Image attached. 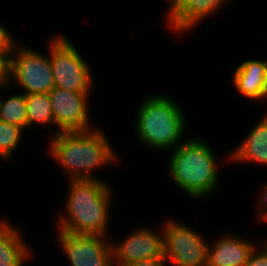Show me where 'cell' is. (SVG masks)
Listing matches in <instances>:
<instances>
[{
	"mask_svg": "<svg viewBox=\"0 0 267 266\" xmlns=\"http://www.w3.org/2000/svg\"><path fill=\"white\" fill-rule=\"evenodd\" d=\"M16 43L13 42L12 38L10 37L9 32L0 25V57L2 58H10L12 51L15 50Z\"/></svg>",
	"mask_w": 267,
	"mask_h": 266,
	"instance_id": "d6986e66",
	"label": "cell"
},
{
	"mask_svg": "<svg viewBox=\"0 0 267 266\" xmlns=\"http://www.w3.org/2000/svg\"><path fill=\"white\" fill-rule=\"evenodd\" d=\"M184 119L182 110L171 98L165 95L147 98L137 112V136L153 148L177 147L184 134Z\"/></svg>",
	"mask_w": 267,
	"mask_h": 266,
	"instance_id": "277c9868",
	"label": "cell"
},
{
	"mask_svg": "<svg viewBox=\"0 0 267 266\" xmlns=\"http://www.w3.org/2000/svg\"><path fill=\"white\" fill-rule=\"evenodd\" d=\"M22 127L0 120V156L9 158L21 138Z\"/></svg>",
	"mask_w": 267,
	"mask_h": 266,
	"instance_id": "ac0fdd59",
	"label": "cell"
},
{
	"mask_svg": "<svg viewBox=\"0 0 267 266\" xmlns=\"http://www.w3.org/2000/svg\"><path fill=\"white\" fill-rule=\"evenodd\" d=\"M171 2V7H170V12H169V17L175 12V0H169Z\"/></svg>",
	"mask_w": 267,
	"mask_h": 266,
	"instance_id": "cb8c5ba5",
	"label": "cell"
},
{
	"mask_svg": "<svg viewBox=\"0 0 267 266\" xmlns=\"http://www.w3.org/2000/svg\"><path fill=\"white\" fill-rule=\"evenodd\" d=\"M59 233L71 266H113L112 245L101 240L103 235Z\"/></svg>",
	"mask_w": 267,
	"mask_h": 266,
	"instance_id": "9c48e42d",
	"label": "cell"
},
{
	"mask_svg": "<svg viewBox=\"0 0 267 266\" xmlns=\"http://www.w3.org/2000/svg\"><path fill=\"white\" fill-rule=\"evenodd\" d=\"M160 236L147 229L133 232L124 242L112 246L113 260L117 266H126L141 260L165 259L163 235Z\"/></svg>",
	"mask_w": 267,
	"mask_h": 266,
	"instance_id": "30bf717a",
	"label": "cell"
},
{
	"mask_svg": "<svg viewBox=\"0 0 267 266\" xmlns=\"http://www.w3.org/2000/svg\"><path fill=\"white\" fill-rule=\"evenodd\" d=\"M50 62L54 87L77 93H89L91 75L88 65L69 40L58 37L51 41Z\"/></svg>",
	"mask_w": 267,
	"mask_h": 266,
	"instance_id": "5b68a950",
	"label": "cell"
},
{
	"mask_svg": "<svg viewBox=\"0 0 267 266\" xmlns=\"http://www.w3.org/2000/svg\"><path fill=\"white\" fill-rule=\"evenodd\" d=\"M56 132L89 131L88 93L54 87L49 93Z\"/></svg>",
	"mask_w": 267,
	"mask_h": 266,
	"instance_id": "ba28073f",
	"label": "cell"
},
{
	"mask_svg": "<svg viewBox=\"0 0 267 266\" xmlns=\"http://www.w3.org/2000/svg\"><path fill=\"white\" fill-rule=\"evenodd\" d=\"M186 0H175V11L185 2Z\"/></svg>",
	"mask_w": 267,
	"mask_h": 266,
	"instance_id": "d4e9b609",
	"label": "cell"
},
{
	"mask_svg": "<svg viewBox=\"0 0 267 266\" xmlns=\"http://www.w3.org/2000/svg\"><path fill=\"white\" fill-rule=\"evenodd\" d=\"M233 81L237 90L251 99L267 97V61L247 60L239 65Z\"/></svg>",
	"mask_w": 267,
	"mask_h": 266,
	"instance_id": "8fae6325",
	"label": "cell"
},
{
	"mask_svg": "<svg viewBox=\"0 0 267 266\" xmlns=\"http://www.w3.org/2000/svg\"><path fill=\"white\" fill-rule=\"evenodd\" d=\"M165 260L176 266H207L208 244L192 229L169 222L163 229Z\"/></svg>",
	"mask_w": 267,
	"mask_h": 266,
	"instance_id": "52a82bcc",
	"label": "cell"
},
{
	"mask_svg": "<svg viewBox=\"0 0 267 266\" xmlns=\"http://www.w3.org/2000/svg\"><path fill=\"white\" fill-rule=\"evenodd\" d=\"M27 108V126L33 123H54V116L48 93L25 94Z\"/></svg>",
	"mask_w": 267,
	"mask_h": 266,
	"instance_id": "2e32d148",
	"label": "cell"
},
{
	"mask_svg": "<svg viewBox=\"0 0 267 266\" xmlns=\"http://www.w3.org/2000/svg\"><path fill=\"white\" fill-rule=\"evenodd\" d=\"M230 158L231 160L253 161L267 165V115L254 126Z\"/></svg>",
	"mask_w": 267,
	"mask_h": 266,
	"instance_id": "5bb4252c",
	"label": "cell"
},
{
	"mask_svg": "<svg viewBox=\"0 0 267 266\" xmlns=\"http://www.w3.org/2000/svg\"><path fill=\"white\" fill-rule=\"evenodd\" d=\"M18 55L10 57L9 79L15 78L26 93H49L54 88V76L50 55L44 56L39 52L18 48Z\"/></svg>",
	"mask_w": 267,
	"mask_h": 266,
	"instance_id": "8992f818",
	"label": "cell"
},
{
	"mask_svg": "<svg viewBox=\"0 0 267 266\" xmlns=\"http://www.w3.org/2000/svg\"><path fill=\"white\" fill-rule=\"evenodd\" d=\"M254 248L252 243L226 236L208 246L207 266H244Z\"/></svg>",
	"mask_w": 267,
	"mask_h": 266,
	"instance_id": "7c38bea8",
	"label": "cell"
},
{
	"mask_svg": "<svg viewBox=\"0 0 267 266\" xmlns=\"http://www.w3.org/2000/svg\"><path fill=\"white\" fill-rule=\"evenodd\" d=\"M165 262H166L165 259L153 258L149 260H141L138 262H134L126 266H166Z\"/></svg>",
	"mask_w": 267,
	"mask_h": 266,
	"instance_id": "7402d4cb",
	"label": "cell"
},
{
	"mask_svg": "<svg viewBox=\"0 0 267 266\" xmlns=\"http://www.w3.org/2000/svg\"><path fill=\"white\" fill-rule=\"evenodd\" d=\"M67 199V217L60 230L69 234L105 235L111 190L96 179L71 180Z\"/></svg>",
	"mask_w": 267,
	"mask_h": 266,
	"instance_id": "6da1fadb",
	"label": "cell"
},
{
	"mask_svg": "<svg viewBox=\"0 0 267 266\" xmlns=\"http://www.w3.org/2000/svg\"><path fill=\"white\" fill-rule=\"evenodd\" d=\"M0 120L22 127H27V108L25 94L10 96L7 101L0 99Z\"/></svg>",
	"mask_w": 267,
	"mask_h": 266,
	"instance_id": "e0dca14e",
	"label": "cell"
},
{
	"mask_svg": "<svg viewBox=\"0 0 267 266\" xmlns=\"http://www.w3.org/2000/svg\"><path fill=\"white\" fill-rule=\"evenodd\" d=\"M244 266H267V243L260 252H257L256 248H254Z\"/></svg>",
	"mask_w": 267,
	"mask_h": 266,
	"instance_id": "ffe728a7",
	"label": "cell"
},
{
	"mask_svg": "<svg viewBox=\"0 0 267 266\" xmlns=\"http://www.w3.org/2000/svg\"><path fill=\"white\" fill-rule=\"evenodd\" d=\"M9 61L10 58L0 57V87H6L9 79Z\"/></svg>",
	"mask_w": 267,
	"mask_h": 266,
	"instance_id": "44dd1931",
	"label": "cell"
},
{
	"mask_svg": "<svg viewBox=\"0 0 267 266\" xmlns=\"http://www.w3.org/2000/svg\"><path fill=\"white\" fill-rule=\"evenodd\" d=\"M171 178L191 197H204L217 184V163L212 149L191 139L175 147L169 163Z\"/></svg>",
	"mask_w": 267,
	"mask_h": 266,
	"instance_id": "3957f363",
	"label": "cell"
},
{
	"mask_svg": "<svg viewBox=\"0 0 267 266\" xmlns=\"http://www.w3.org/2000/svg\"><path fill=\"white\" fill-rule=\"evenodd\" d=\"M51 153L71 172L72 180L96 179L91 171L116 160L110 143L99 130L57 132Z\"/></svg>",
	"mask_w": 267,
	"mask_h": 266,
	"instance_id": "7a4b0ae2",
	"label": "cell"
},
{
	"mask_svg": "<svg viewBox=\"0 0 267 266\" xmlns=\"http://www.w3.org/2000/svg\"><path fill=\"white\" fill-rule=\"evenodd\" d=\"M14 228L0 223V266H22L28 257V248Z\"/></svg>",
	"mask_w": 267,
	"mask_h": 266,
	"instance_id": "9a60e30c",
	"label": "cell"
},
{
	"mask_svg": "<svg viewBox=\"0 0 267 266\" xmlns=\"http://www.w3.org/2000/svg\"><path fill=\"white\" fill-rule=\"evenodd\" d=\"M262 198H260V207L262 208V210H263V212H262V210L261 209H259L258 210V215L260 216V218L262 219L263 218V220H265V221H267V209L265 210V208H267L266 206H267V186H265V188L262 190ZM266 211V212H265Z\"/></svg>",
	"mask_w": 267,
	"mask_h": 266,
	"instance_id": "603a6c76",
	"label": "cell"
},
{
	"mask_svg": "<svg viewBox=\"0 0 267 266\" xmlns=\"http://www.w3.org/2000/svg\"><path fill=\"white\" fill-rule=\"evenodd\" d=\"M224 0H186L170 17L169 24L174 30L187 31L189 28L215 11Z\"/></svg>",
	"mask_w": 267,
	"mask_h": 266,
	"instance_id": "4fadbf2b",
	"label": "cell"
}]
</instances>
